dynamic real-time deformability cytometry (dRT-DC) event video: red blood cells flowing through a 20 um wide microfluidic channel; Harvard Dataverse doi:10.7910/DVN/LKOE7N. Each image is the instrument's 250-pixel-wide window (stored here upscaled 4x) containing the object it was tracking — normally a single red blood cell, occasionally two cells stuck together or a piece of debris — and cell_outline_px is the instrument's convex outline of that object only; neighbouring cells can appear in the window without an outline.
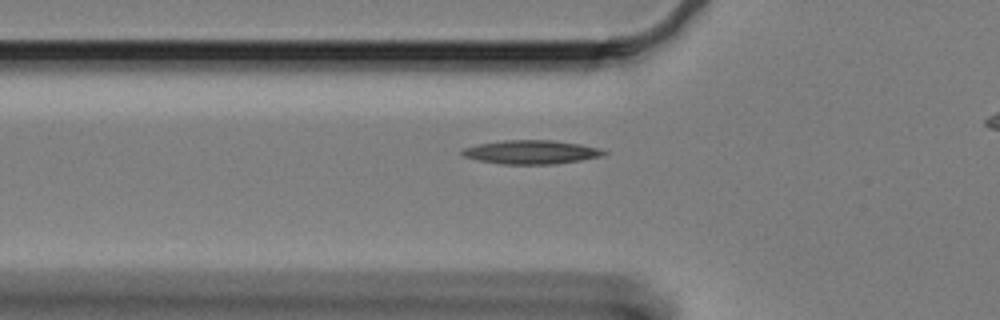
{"species": "Egyptian fruit bat (a non-hibernating species)", "species_latin": "Rousettus aegyptiacus", "temperature_condition": "cold", "stored_images_in_passage": 35, "camera_frame_rate_fps": 3000, "um_per_image_px": 0.085, "animal": {"sex": "female"}, "frame": {"image": 1, "passage_image": 2, "time_ms": 0.333, "image_size_px": [1000, 320], "cell_outline_px": [[608, 152], [604, 156], [556, 164], [504, 164], [480, 160], [464, 156], [460, 152], [464, 148], [480, 144], [504, 140], [552, 140], [580, 144], [600, 148]], "centroid_in_image_um": [45.22, 12.92], "position_along_channel_um": 80.6, "area_um2": 19.48}}
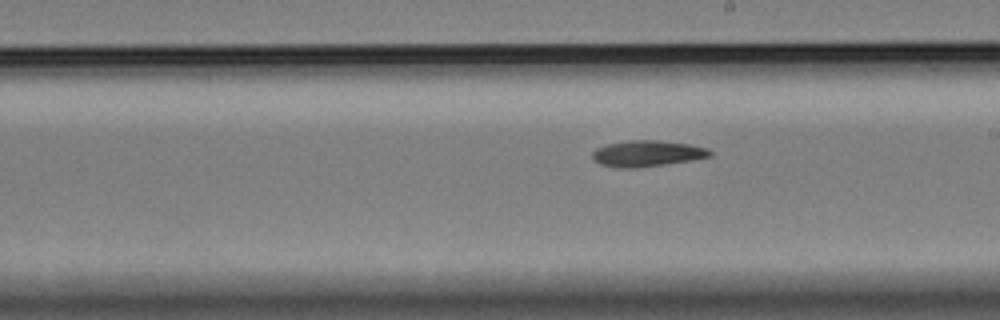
{"frame": {"image": 2, "passage_image": 16, "time_ms": 5.0, "image_size_px": [1000, 320], "cell_outline_px": [[712, 156], [692, 160], [636, 168], [616, 168], [600, 164], [592, 160], [592, 152], [596, 148], [608, 144], [632, 140], [656, 140], [688, 144], [708, 148], [712, 152]], "centroid_in_image_um": [54.99, 13.05], "position_along_channel_um": 234.0, "area_um2": 17.86}}
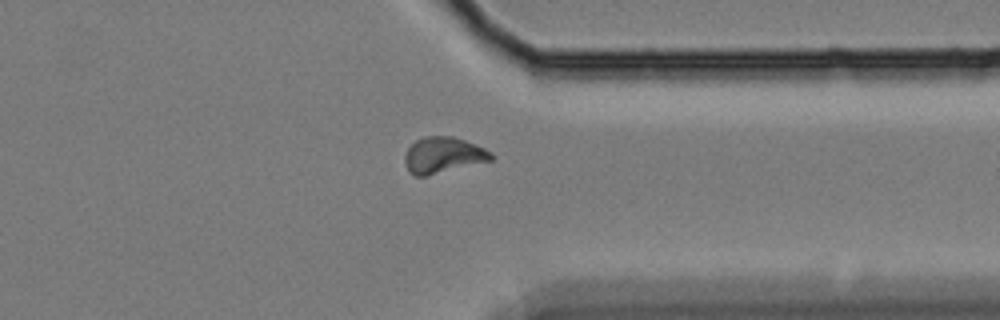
{"frame": {"image": 3, "passage_image": 29, "time_ms": 9.333, "image_size_px": [1000, 320], "cell_outline_px": [[496, 156], [492, 160], [424, 176], [412, 176], [408, 172], [404, 160], [404, 156], [408, 148], [416, 140], [424, 136], [452, 136], [476, 144], [492, 152]], "centroid_in_image_um": [37.66, 13.18], "position_along_channel_um": 373.7, "area_um2": 18.15}}